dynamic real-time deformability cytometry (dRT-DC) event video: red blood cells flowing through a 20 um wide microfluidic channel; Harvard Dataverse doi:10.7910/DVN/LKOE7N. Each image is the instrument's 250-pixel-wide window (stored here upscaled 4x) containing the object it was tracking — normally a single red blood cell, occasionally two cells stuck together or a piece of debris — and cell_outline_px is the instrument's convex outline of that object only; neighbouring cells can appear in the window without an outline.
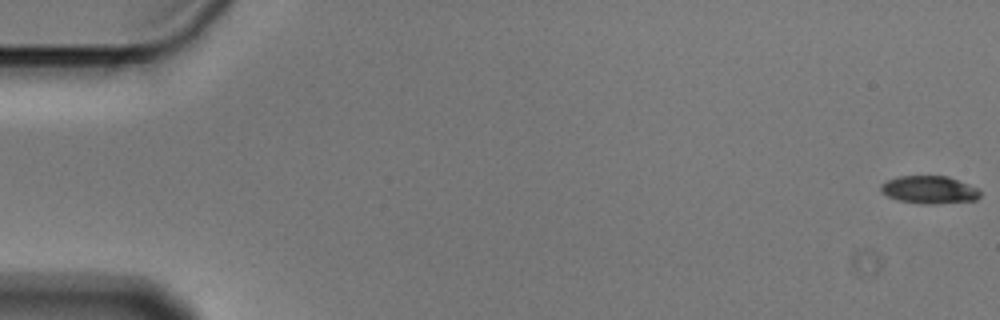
{"species": "Egyptian fruit bat (a non-hibernating species)", "species_latin": "Rousettus aegyptiacus", "temperature_condition": "cold", "stored_images_in_passage": 10, "camera_frame_rate_fps": 3000, "um_per_image_px": 0.085, "animal": {"sex": "male"}, "frame": {"image": 1, "passage_image": 1, "time_ms": 0.0, "image_size_px": [1000, 320], "cell_outline_px": [[980, 196], [976, 200], [932, 204], [924, 204], [896, 200], [880, 192], [880, 184], [888, 180], [900, 176], [948, 176], [968, 184], [976, 188], [980, 192]], "centroid_in_image_um": [78.96, 16.13], "position_along_channel_um": 6.0, "area_um2": 16.01}}
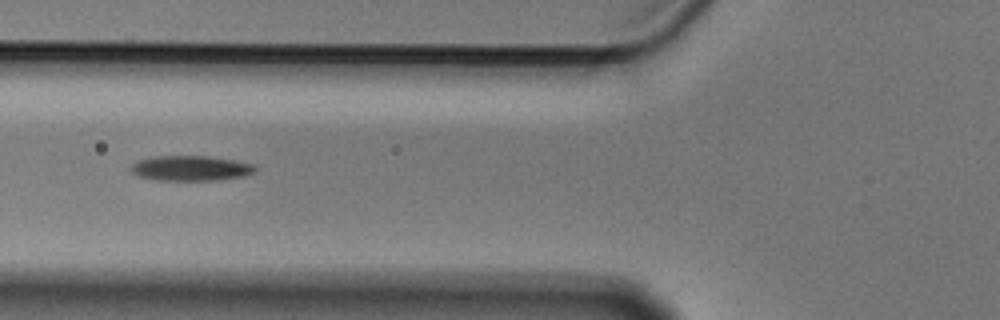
{"frame": {"image": 2, "passage_image": 6, "time_ms": 1.667, "image_size_px": [1000, 320], "cell_outline_px": [[256, 172], [244, 176], [216, 180], [156, 180], [136, 176], [128, 168], [136, 160], [156, 156], [208, 156], [232, 160], [252, 164], [256, 168]], "centroid_in_image_um": [16.15, 14.3], "position_along_channel_um": 109.6, "area_um2": 18.26}}
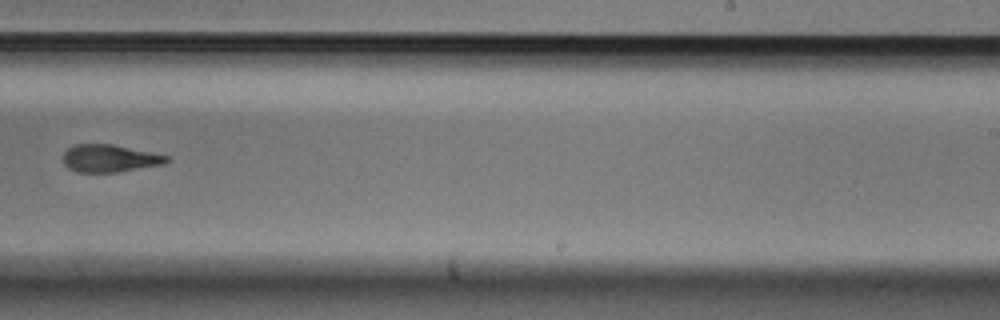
{"frame": {"image": 3, "passage_image": 10, "time_ms": 3.0, "image_size_px": [1000, 320], "cell_outline_px": [[172, 160], [164, 164], [120, 172], [76, 172], [68, 168], [64, 164], [64, 152], [68, 148], [76, 144], [112, 144], [172, 156]], "centroid_in_image_um": [9.38, 13.46], "position_along_channel_um": 279.6, "area_um2": 16.82}}